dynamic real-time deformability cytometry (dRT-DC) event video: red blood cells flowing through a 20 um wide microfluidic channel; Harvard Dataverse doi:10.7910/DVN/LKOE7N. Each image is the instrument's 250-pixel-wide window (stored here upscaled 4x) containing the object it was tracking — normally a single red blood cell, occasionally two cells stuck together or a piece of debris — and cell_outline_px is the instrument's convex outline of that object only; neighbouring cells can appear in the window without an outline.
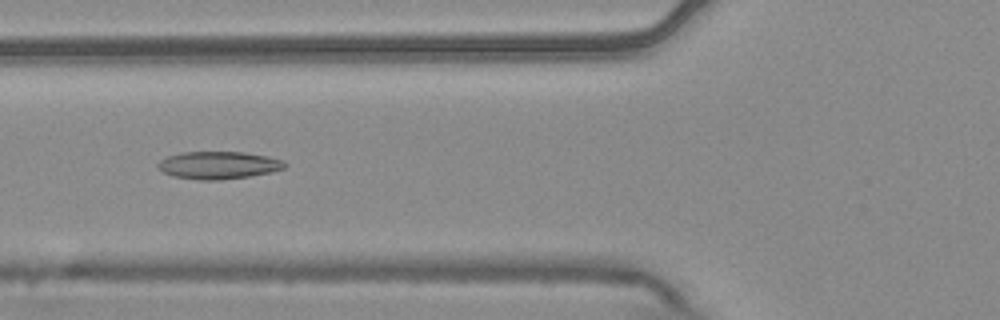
{"species": "common noctule bat (a hibernating species)", "species_latin": "Nyctalus noctula", "temperature_condition": "warm", "stored_images_in_passage": 7, "camera_frame_rate_fps": 3000, "um_per_image_px": 0.085, "animal": {"sex": "male", "body_mass_g": 20.4}, "frame": {"image": 1, "passage_image": 5, "time_ms": 1.333, "image_size_px": [1000, 320], "cell_outline_px": [[288, 164], [284, 168], [272, 172], [248, 176], [220, 180], [200, 180], [172, 176], [156, 168], [156, 164], [160, 160], [168, 156], [184, 152], [244, 152], [268, 156], [284, 160]], "centroid_in_image_um": [18.58, 14.04], "position_along_channel_um": 107.2, "area_um2": 20.46}}
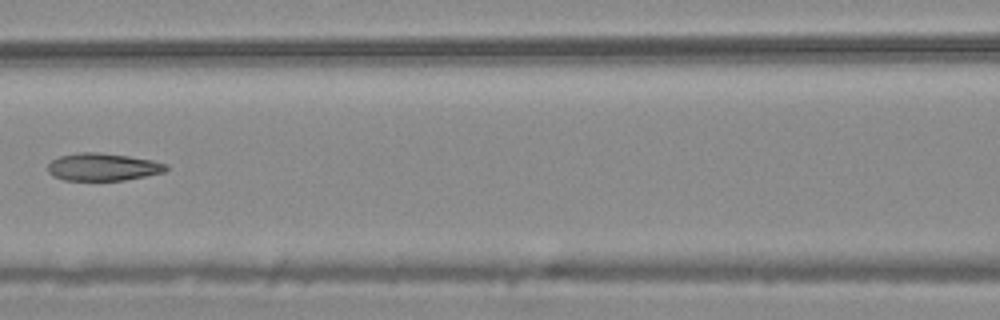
{"frame": {"image": 2, "passage_image": 6, "time_ms": 1.667, "image_size_px": [1000, 320], "cell_outline_px": [[168, 168], [164, 172], [124, 180], [64, 180], [52, 176], [48, 172], [48, 164], [52, 160], [60, 156], [80, 152], [100, 152], [128, 156], [152, 160], [168, 164]], "centroid_in_image_um": [8.73, 14.19], "position_along_channel_um": 157.9, "area_um2": 18.96}}
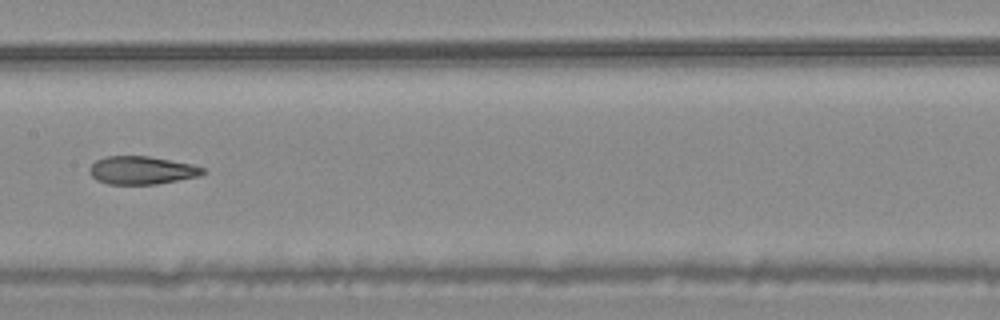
{"frame": {"image": 3, "passage_image": 7, "time_ms": 2.0, "image_size_px": [1000, 320], "cell_outline_px": [[204, 172], [200, 176], [156, 184], [108, 184], [96, 180], [88, 172], [88, 168], [96, 160], [104, 156], [148, 156], [192, 164], [204, 168]], "centroid_in_image_um": [12.01, 14.47], "position_along_channel_um": 195.4, "area_um2": 18.55}}